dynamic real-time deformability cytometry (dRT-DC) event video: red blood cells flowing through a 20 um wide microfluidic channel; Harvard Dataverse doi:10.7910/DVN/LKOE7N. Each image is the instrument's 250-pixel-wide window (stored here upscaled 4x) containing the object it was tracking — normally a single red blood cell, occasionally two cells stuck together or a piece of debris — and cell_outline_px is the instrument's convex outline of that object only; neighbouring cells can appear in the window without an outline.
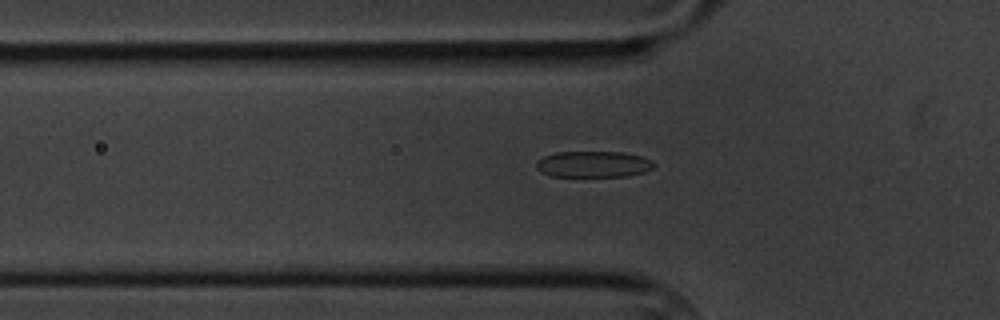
{"species": "common noctule bat (a hibernating species)", "species_latin": "Nyctalus noctula", "temperature_condition": "cold", "stored_images_in_passage": 7, "camera_frame_rate_fps": 3000, "um_per_image_px": 0.085, "animal": {"sex": "male", "body_mass_g": 20.1, "forearm_length_mm": 53.5}, "frame": {"image": 1, "passage_image": 7, "time_ms": 7.0, "image_size_px": [1000, 320], "cell_outline_px": [[656, 164], [652, 168], [644, 172], [628, 176], [548, 176], [540, 172], [536, 168], [536, 160], [544, 156], [556, 152], [624, 152], [640, 156], [652, 160]], "centroid_in_image_um": [50.41, 13.96], "position_along_channel_um": 75.4, "area_um2": 18.09}}